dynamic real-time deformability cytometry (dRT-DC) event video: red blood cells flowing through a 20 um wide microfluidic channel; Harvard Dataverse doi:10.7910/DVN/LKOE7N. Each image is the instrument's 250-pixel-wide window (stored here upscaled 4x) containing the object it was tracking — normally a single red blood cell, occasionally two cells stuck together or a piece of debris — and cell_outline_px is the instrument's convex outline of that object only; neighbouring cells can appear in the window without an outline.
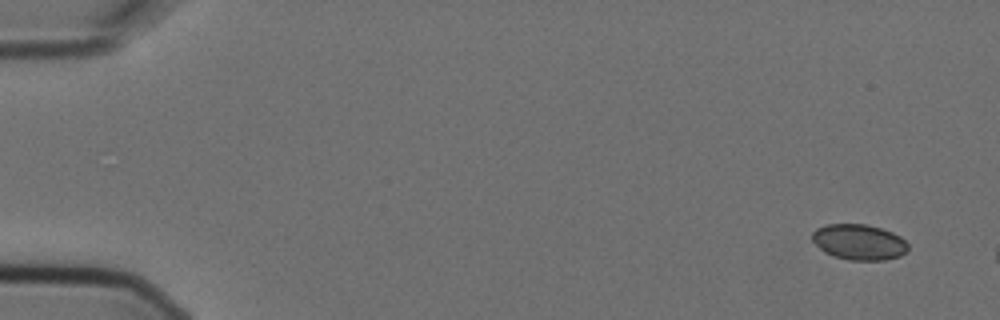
{"species": "Egyptian fruit bat (a non-hibernating species)", "species_latin": "Rousettus aegyptiacus", "temperature_condition": "cold", "stored_images_in_passage": 4, "camera_frame_rate_fps": 3000, "um_per_image_px": 0.085, "animal": {"sex": "female"}, "frame": {"image": 1, "passage_image": 1, "time_ms": 0.0, "image_size_px": [1000, 320], "cell_outline_px": [[908, 252], [900, 256], [884, 260], [848, 260], [832, 256], [824, 252], [812, 240], [812, 232], [816, 228], [824, 224], [864, 224], [880, 228], [892, 232], [900, 236], [908, 244]], "centroid_in_image_um": [73.01, 20.58], "position_along_channel_um": 12.0, "area_um2": 20.06}}